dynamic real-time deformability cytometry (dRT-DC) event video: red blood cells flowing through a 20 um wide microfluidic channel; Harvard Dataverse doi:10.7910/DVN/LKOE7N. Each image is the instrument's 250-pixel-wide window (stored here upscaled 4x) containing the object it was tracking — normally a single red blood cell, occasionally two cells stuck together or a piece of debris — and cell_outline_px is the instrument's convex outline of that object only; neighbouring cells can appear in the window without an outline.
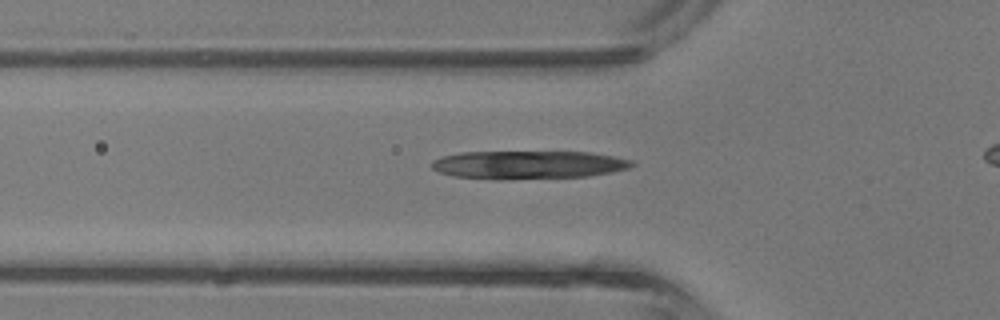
{"species": "common noctule bat (a hibernating species)", "species_latin": "Nyctalus noctula", "temperature_condition": "room temperature", "stored_images_in_passage": 29, "camera_frame_rate_fps": 3000, "um_per_image_px": 0.085, "animal": {"sex": "male", "body_mass_g": 13.3}, "frame": {"image": 1, "passage_image": 6, "time_ms": 1.667, "image_size_px": [1000, 320], "cell_outline_px": [[636, 164], [628, 168], [612, 172], [588, 176], [500, 180], [496, 180], [452, 176], [440, 172], [432, 168], [432, 160], [444, 156], [460, 152], [592, 152], [632, 160]], "centroid_in_image_um": [44.9, 14.01], "position_along_channel_um": 80.9, "area_um2": 33.06}}
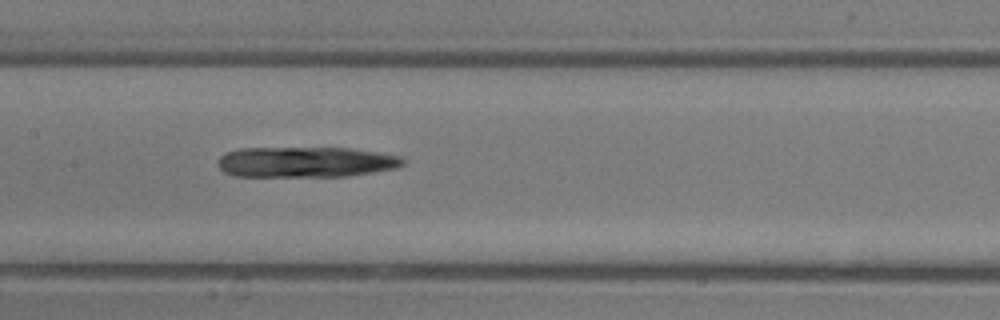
{"frame": {"image": 2, "passage_image": 12, "time_ms": 3.667, "image_size_px": [1000, 320], "cell_outline_px": [[404, 164], [396, 168], [348, 176], [236, 176], [224, 172], [216, 164], [216, 160], [220, 156], [228, 152], [240, 148], [348, 148], [376, 152], [400, 156], [404, 160]], "centroid_in_image_um": [25.95, 13.77], "position_along_channel_um": 181.5, "area_um2": 32.89}}
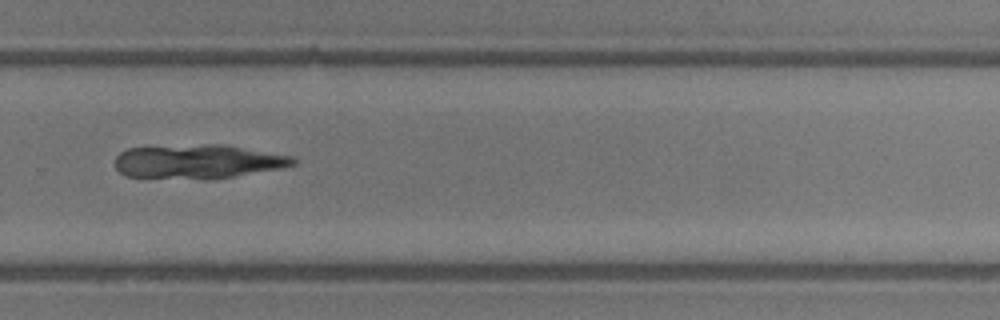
{"frame": {"image": 3, "passage_image": 20, "time_ms": 6.333, "image_size_px": [1000, 320], "cell_outline_px": [[296, 164], [280, 168], [212, 180], [204, 180], [124, 176], [116, 168], [116, 156], [120, 152], [128, 148], [208, 144], [224, 144], [292, 156], [296, 160]], "centroid_in_image_um": [16.82, 13.74], "position_along_channel_um": 313.0, "area_um2": 35.49}}